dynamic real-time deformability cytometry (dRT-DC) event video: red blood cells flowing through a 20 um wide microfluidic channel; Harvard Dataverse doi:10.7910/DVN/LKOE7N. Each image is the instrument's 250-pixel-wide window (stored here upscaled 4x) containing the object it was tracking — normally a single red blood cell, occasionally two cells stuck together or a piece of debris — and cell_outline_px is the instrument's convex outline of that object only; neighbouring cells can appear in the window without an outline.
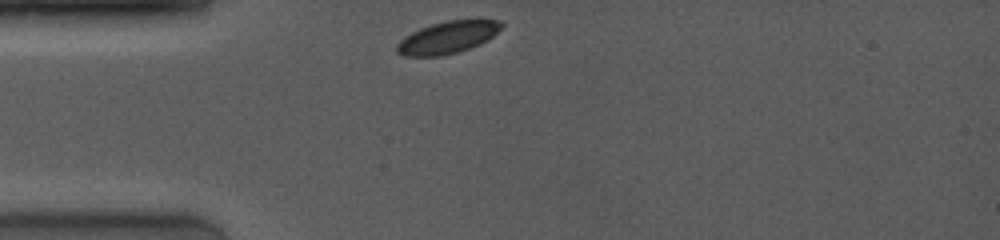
{"species": "common noctule bat (a hibernating species)", "species_latin": "Nyctalus noctula", "temperature_condition": "room temperature", "stored_images_in_passage": 24, "camera_frame_rate_fps": 4000, "um_per_image_px": 0.085, "animal": {"sex": "female", "body_mass_g": 19.0, "forearm_length_mm": 53.3}, "frame": {"image": 1, "passage_image": 1, "time_ms": 0.0, "image_size_px": [1000, 240], "cell_outline_px": [[504, 24], [488, 40], [480, 44], [456, 52], [440, 56], [404, 56], [396, 52], [396, 44], [400, 40], [412, 32], [420, 28], [432, 24], [448, 20], [500, 20]], "centroid_in_image_um": [38.02, 3.18], "position_along_channel_um": 47.0, "area_um2": 19.36}}
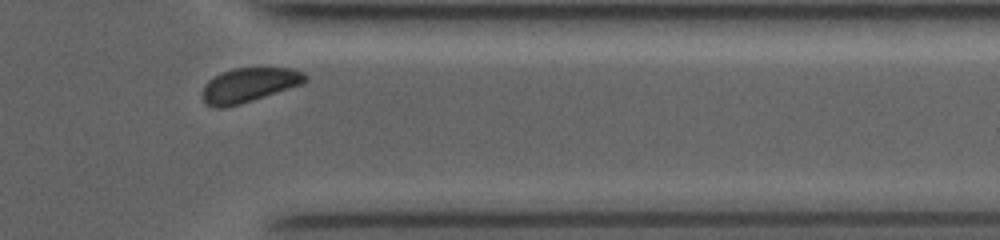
{"frame": {"image": 2, "passage_image": 24, "time_ms": 9.25, "image_size_px": [1000, 240], "cell_outline_px": [[308, 80], [300, 84], [240, 104], [224, 108], [216, 108], [208, 104], [204, 100], [204, 84], [208, 80], [220, 72], [236, 68], [292, 68], [304, 72], [308, 76]], "centroid_in_image_um": [21.17, 7.21], "position_along_channel_um": 390.2, "area_um2": 20.29}, "authors_computed_cell_mechanics": {"area_um2": 21.4438, "velocity_mm_per_s": 3.8563, "shape_relaxation_time_tau1_ms": 1.1291, "shape_relaxation_time_tau2_ms": 6.8092, "deformation_change_tau1": 0.0202, "deformation_change_tau2": 0.0538}}